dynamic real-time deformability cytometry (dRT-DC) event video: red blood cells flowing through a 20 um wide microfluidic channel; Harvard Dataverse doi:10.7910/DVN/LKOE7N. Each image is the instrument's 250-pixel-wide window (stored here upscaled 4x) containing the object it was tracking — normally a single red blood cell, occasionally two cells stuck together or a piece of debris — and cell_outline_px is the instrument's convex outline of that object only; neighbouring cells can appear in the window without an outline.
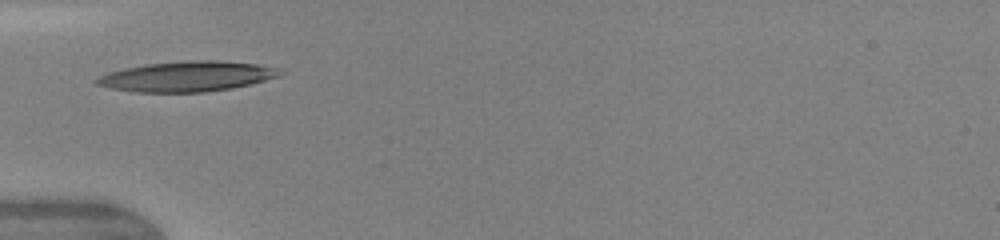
{"species": "human", "species_latin": "Homo sapiens", "temperature_condition": "warm", "stored_images_in_passage": 8, "camera_frame_rate_fps": 3000, "um_per_image_px": 0.085, "donor": {"sex": "female"}, "frame": {"image": 1, "passage_image": 3, "time_ms": 1.667, "image_size_px": [1000, 240], "cell_outline_px": [[284, 72], [280, 76], [232, 88], [204, 92], [136, 92], [112, 88], [96, 84], [92, 80], [108, 72], [124, 68], [144, 64], [188, 60], [216, 60], [256, 64], [280, 68]], "centroid_in_image_um": [15.89, 6.49], "position_along_channel_um": 69.1, "area_um2": 32.25}}